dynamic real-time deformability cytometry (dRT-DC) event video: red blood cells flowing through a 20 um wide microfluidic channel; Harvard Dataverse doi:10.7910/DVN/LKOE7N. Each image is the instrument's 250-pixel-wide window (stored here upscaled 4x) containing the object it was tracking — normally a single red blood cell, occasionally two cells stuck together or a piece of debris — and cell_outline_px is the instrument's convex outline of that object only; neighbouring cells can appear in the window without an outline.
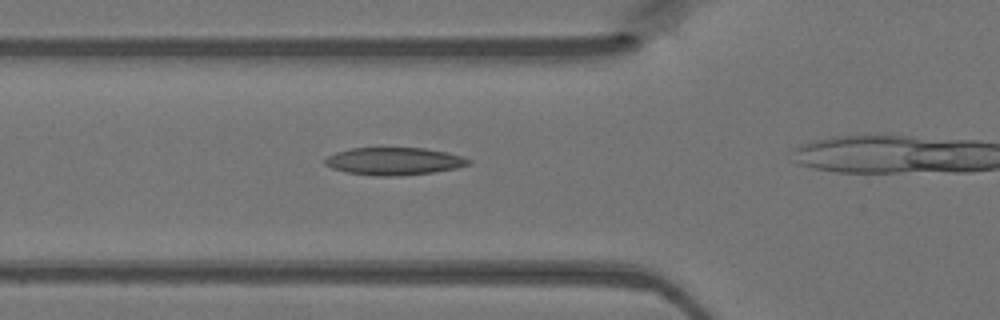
{"species": "Egyptian fruit bat (a non-hibernating species)", "species_latin": "Rousettus aegyptiacus", "temperature_condition": "warm", "stored_images_in_passage": 15, "camera_frame_rate_fps": 3000, "um_per_image_px": 0.085, "animal": {"sex": "female"}, "frame": {"image": 1, "passage_image": 11, "time_ms": 3.333, "image_size_px": [1000, 320], "cell_outline_px": [[472, 164], [456, 168], [432, 172], [400, 176], [372, 176], [344, 172], [332, 168], [324, 164], [324, 160], [328, 156], [336, 152], [352, 148], [424, 148], [444, 152], [460, 156], [472, 160]], "centroid_in_image_um": [33.47, 13.71], "position_along_channel_um": 92.3, "area_um2": 23.06}}